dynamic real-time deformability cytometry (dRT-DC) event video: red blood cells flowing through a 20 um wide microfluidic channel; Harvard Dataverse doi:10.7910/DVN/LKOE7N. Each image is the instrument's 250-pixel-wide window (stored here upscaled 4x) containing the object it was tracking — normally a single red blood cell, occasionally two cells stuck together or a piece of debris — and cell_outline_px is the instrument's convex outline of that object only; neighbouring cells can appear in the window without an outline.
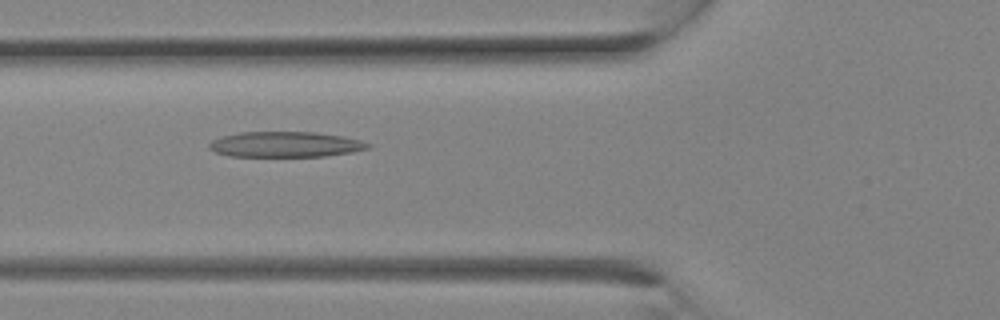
{"species": "Egyptian fruit bat (a non-hibernating species)", "species_latin": "Rousettus aegyptiacus", "temperature_condition": "room temperature", "stored_images_in_passage": 19, "camera_frame_rate_fps": 3000, "um_per_image_px": 0.085, "animal": {"sex": "female"}, "frame": {"image": 1, "passage_image": 2, "time_ms": 0.333, "image_size_px": [1000, 320], "cell_outline_px": [[372, 144], [368, 148], [352, 152], [324, 156], [228, 156], [216, 152], [208, 148], [208, 144], [212, 140], [220, 136], [240, 132], [316, 132], [344, 136], [360, 140]], "centroid_in_image_um": [24.24, 12.27], "position_along_channel_um": 101.6, "area_um2": 23.64}}
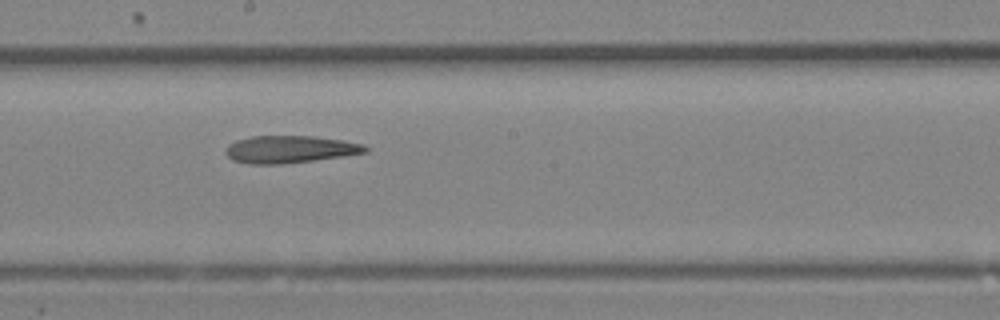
{"frame": {"image": 2, "passage_image": 7, "time_ms": 2.0, "image_size_px": [1000, 320], "cell_outline_px": [[368, 152], [344, 156], [284, 164], [248, 164], [232, 160], [224, 152], [228, 144], [236, 140], [252, 136], [312, 136], [340, 140], [364, 144], [368, 148]], "centroid_in_image_um": [24.61, 12.7], "position_along_channel_um": 223.6, "area_um2": 22.31}}
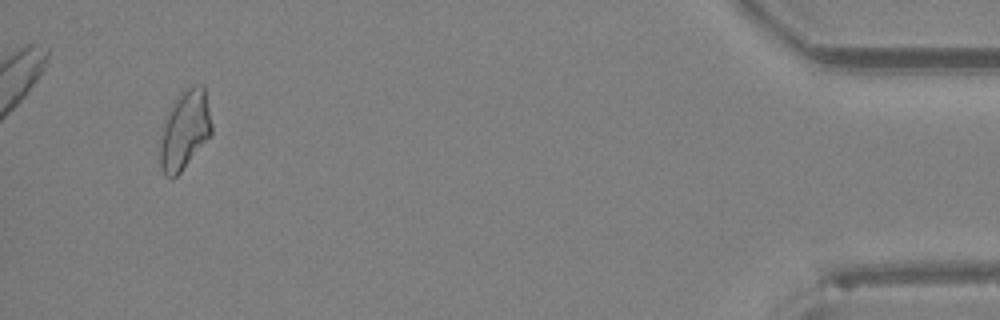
{"frame": {"image": 3, "passage_image": 18, "time_ms": 5.667, "image_size_px": [1000, 320], "cell_outline_px": [[212, 136], [180, 172], [172, 180], [164, 176], [160, 168], [160, 136], [164, 120], [172, 104], [180, 92], [184, 88], [192, 84], [204, 84], [212, 124]], "centroid_in_image_um": [15.71, 11.04], "position_along_channel_um": 419.5, "area_um2": 24.33}}